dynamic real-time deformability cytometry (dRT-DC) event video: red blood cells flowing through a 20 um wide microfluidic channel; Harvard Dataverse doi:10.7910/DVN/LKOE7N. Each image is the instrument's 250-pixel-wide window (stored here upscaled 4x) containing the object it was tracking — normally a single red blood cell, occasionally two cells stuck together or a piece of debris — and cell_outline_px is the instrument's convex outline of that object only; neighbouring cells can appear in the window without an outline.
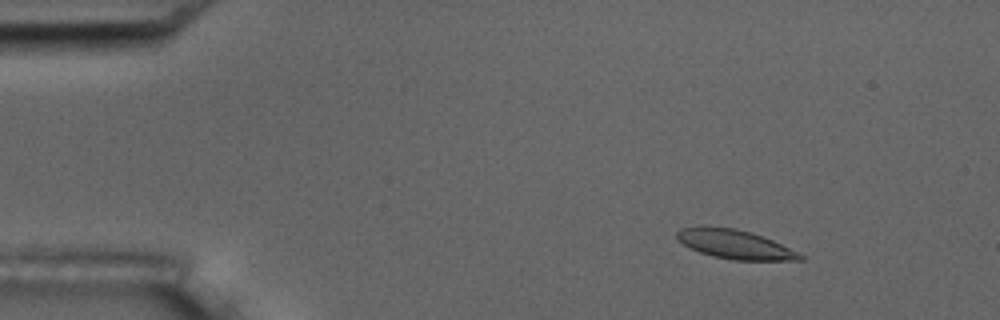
{"species": "common noctule bat (a hibernating species)", "species_latin": "Nyctalus noctula", "temperature_condition": "room temperature", "stored_images_in_passage": 8, "camera_frame_rate_fps": 3000, "um_per_image_px": 0.085, "animal": {"sex": "male", "body_mass_g": 17.5, "forearm_length_mm": 52.3}, "frame": {"image": 1, "passage_image": 3, "time_ms": 2.333, "image_size_px": [1000, 320], "cell_outline_px": [[804, 260], [732, 260], [712, 256], [700, 252], [684, 244], [676, 236], [676, 232], [680, 228], [736, 228], [752, 232], [772, 240], [804, 256]], "centroid_in_image_um": [62.5, 20.79], "position_along_channel_um": 22.5, "area_um2": 20.17}}